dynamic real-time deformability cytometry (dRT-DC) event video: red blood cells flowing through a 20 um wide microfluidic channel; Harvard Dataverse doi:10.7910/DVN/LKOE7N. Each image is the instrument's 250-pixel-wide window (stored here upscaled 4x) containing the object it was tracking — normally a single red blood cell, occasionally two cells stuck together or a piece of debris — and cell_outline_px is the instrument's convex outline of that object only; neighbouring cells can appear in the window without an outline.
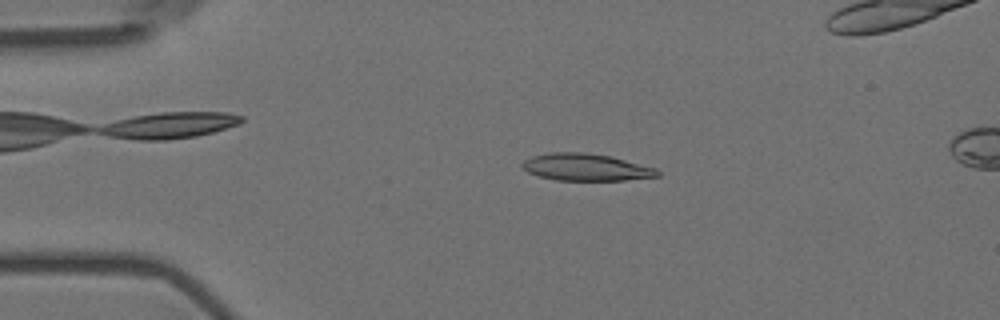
{"species": "Egyptian fruit bat (a non-hibernating species)", "species_latin": "Rousettus aegyptiacus", "temperature_condition": "room temperature", "stored_images_in_passage": 49, "camera_frame_rate_fps": 3000, "um_per_image_px": 0.085, "animal": {"sex": "female"}, "frame": {"image": 1, "passage_image": 4, "time_ms": 1.0, "image_size_px": [1000, 320], "cell_outline_px": [[660, 176], [624, 180], [556, 180], [540, 176], [528, 172], [520, 164], [524, 160], [532, 156], [548, 152], [584, 152], [608, 156], [656, 168], [660, 172]], "centroid_in_image_um": [49.78, 14.21], "position_along_channel_um": 35.2, "area_um2": 21.15}}
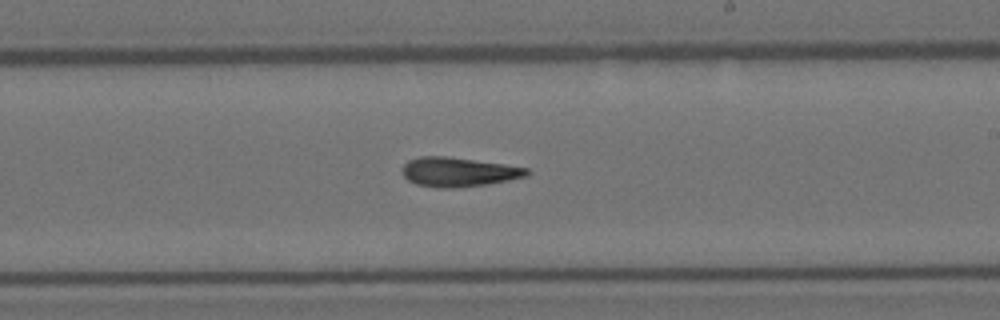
{"frame": {"image": 2, "passage_image": 25, "time_ms": 8.0, "image_size_px": [1000, 320], "cell_outline_px": [[532, 172], [528, 176], [488, 184], [456, 188], [436, 188], [416, 184], [408, 180], [400, 172], [400, 168], [408, 160], [420, 156], [448, 156], [504, 164], [528, 168]], "centroid_in_image_um": [38.95, 14.62], "position_along_channel_um": 250.1, "area_um2": 21.62}}
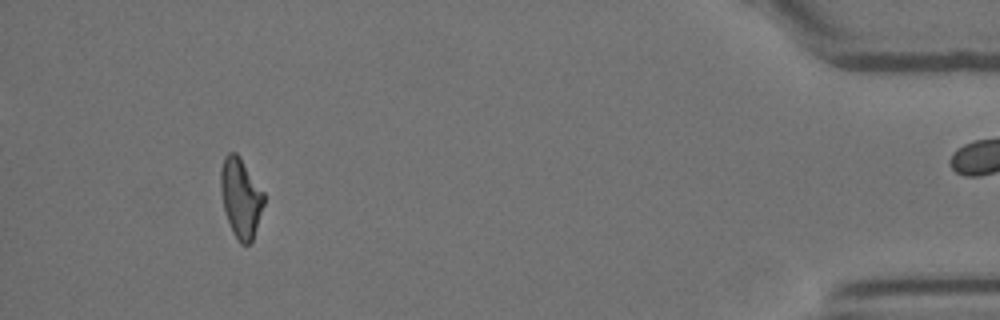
{"frame": {"image": 3, "passage_image": 44, "time_ms": 14.333, "image_size_px": [1000, 320], "cell_outline_px": [[264, 204], [252, 240], [248, 244], [240, 244], [232, 232], [224, 208], [220, 188], [220, 168], [224, 156], [228, 152], [236, 152], [264, 192]], "centroid_in_image_um": [20.45, 16.79], "position_along_channel_um": 414.8, "area_um2": 19.83}}